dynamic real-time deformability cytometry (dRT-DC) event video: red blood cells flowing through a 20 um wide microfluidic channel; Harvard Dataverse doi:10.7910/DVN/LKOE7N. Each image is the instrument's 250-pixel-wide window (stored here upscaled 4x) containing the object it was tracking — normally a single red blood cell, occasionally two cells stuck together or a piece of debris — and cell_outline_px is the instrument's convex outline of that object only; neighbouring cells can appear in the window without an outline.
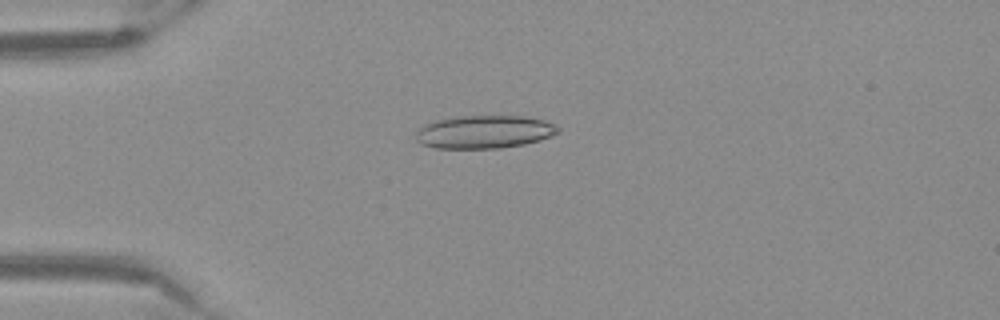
{"species": "Egyptian fruit bat (a non-hibernating species)", "species_latin": "Rousettus aegyptiacus", "temperature_condition": "warm", "stored_images_in_passage": 53, "camera_frame_rate_fps": 3000, "um_per_image_px": 0.085, "frame": {"image": 1, "passage_image": 14, "time_ms": 4.333, "image_size_px": [1000, 320], "cell_outline_px": [[560, 132], [552, 136], [524, 144], [500, 148], [436, 148], [420, 144], [416, 140], [416, 132], [424, 124], [432, 120], [460, 116], [524, 116], [544, 120], [556, 124], [560, 128]], "centroid_in_image_um": [41.16, 11.2], "position_along_channel_um": 43.8, "area_um2": 27.57}}
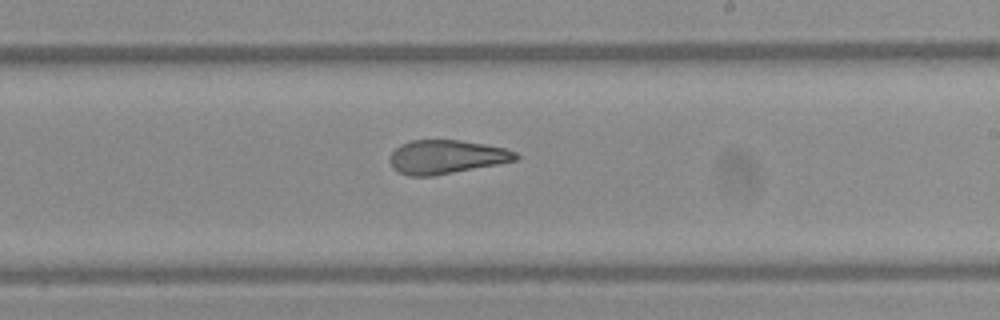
{"frame": {"image": 2, "passage_image": 32, "time_ms": 10.333, "image_size_px": [1000, 320], "cell_outline_px": [[520, 156], [516, 160], [496, 164], [432, 176], [408, 176], [392, 168], [388, 160], [392, 152], [400, 144], [412, 140], [460, 140], [484, 144], [504, 148], [516, 152]], "centroid_in_image_um": [37.9, 13.33], "position_along_channel_um": 251.1, "area_um2": 24.62}}
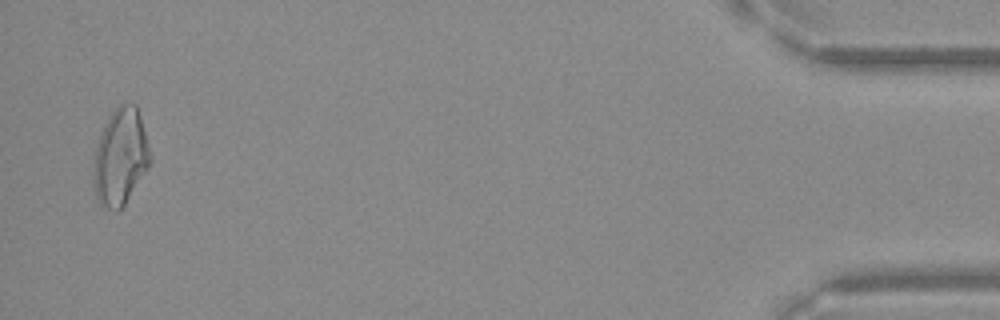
{"frame": {"image": 3, "passage_image": 52, "time_ms": 17.0, "image_size_px": [1000, 320], "cell_outline_px": [[152, 160], [148, 168], [124, 204], [116, 212], [100, 204], [96, 200], [92, 188], [92, 156], [104, 124], [108, 116], [120, 104], [136, 104], [140, 116], [148, 144]], "centroid_in_image_um": [10.18, 13.37], "position_along_channel_um": 425.0, "area_um2": 32.25}}